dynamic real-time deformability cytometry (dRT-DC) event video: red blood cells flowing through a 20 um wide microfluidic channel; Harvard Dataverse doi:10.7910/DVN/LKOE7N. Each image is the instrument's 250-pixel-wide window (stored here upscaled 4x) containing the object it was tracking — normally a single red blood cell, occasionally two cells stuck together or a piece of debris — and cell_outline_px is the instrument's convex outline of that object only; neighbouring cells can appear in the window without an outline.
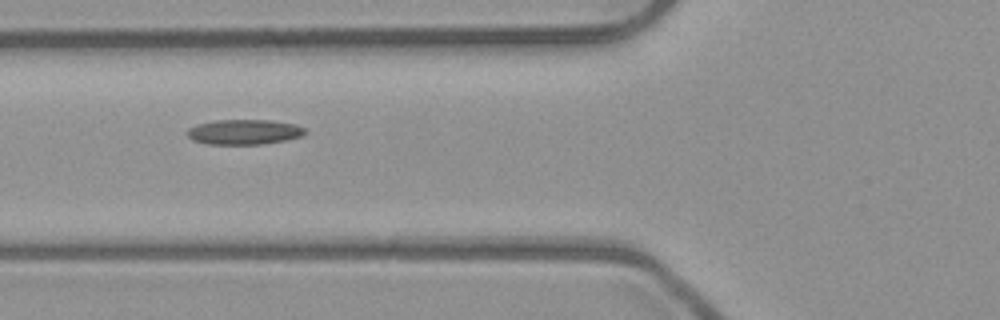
{"species": "common noctule bat (a hibernating species)", "species_latin": "Nyctalus noctula", "temperature_condition": "room temperature", "stored_images_in_passage": 8, "camera_frame_rate_fps": 3000, "um_per_image_px": 0.085, "animal": {"sex": "male", "body_mass_g": 23.1, "forearm_length_mm": 52.7}, "frame": {"image": 1, "passage_image": 6, "time_ms": 1.667, "image_size_px": [1000, 320], "cell_outline_px": [[308, 132], [300, 136], [284, 140], [260, 144], [208, 144], [192, 140], [184, 132], [188, 128], [196, 124], [216, 120], [272, 120], [296, 124], [304, 128]], "centroid_in_image_um": [20.71, 11.21], "position_along_channel_um": 105.1, "area_um2": 17.28}}
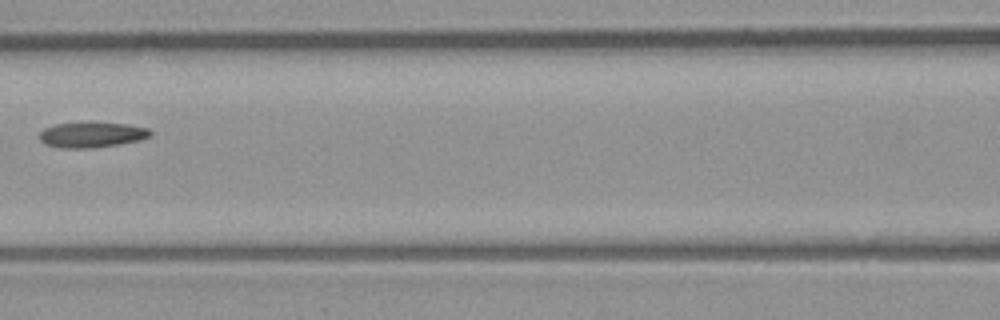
{"frame": {"image": 2, "passage_image": 7, "time_ms": 2.0, "image_size_px": [1000, 320], "cell_outline_px": [[152, 136], [140, 140], [120, 144], [96, 148], [60, 148], [44, 144], [40, 140], [40, 132], [44, 128], [56, 124], [88, 120], [92, 120], [128, 124], [148, 128], [152, 132]], "centroid_in_image_um": [7.82, 11.42], "position_along_channel_um": 158.8, "area_um2": 17.22}}
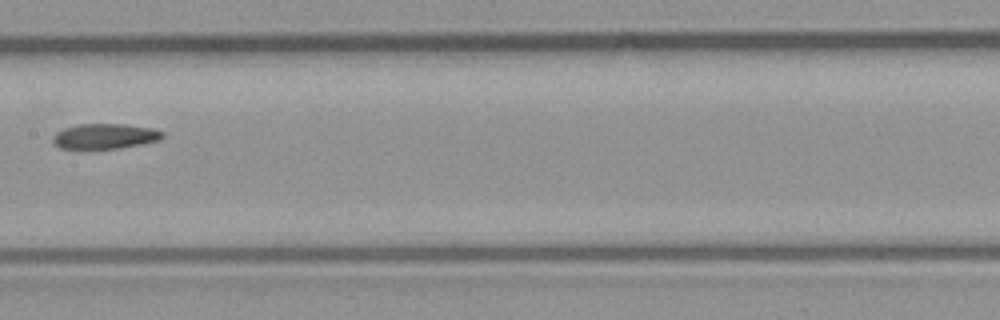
{"frame": {"image": 3, "passage_image": 8, "time_ms": 2.333, "image_size_px": [1000, 320], "cell_outline_px": [[164, 136], [160, 140], [120, 148], [60, 148], [52, 140], [52, 136], [56, 132], [64, 128], [80, 124], [124, 124], [152, 128], [164, 132]], "centroid_in_image_um": [8.93, 11.57], "position_along_channel_um": 198.5, "area_um2": 15.95}}